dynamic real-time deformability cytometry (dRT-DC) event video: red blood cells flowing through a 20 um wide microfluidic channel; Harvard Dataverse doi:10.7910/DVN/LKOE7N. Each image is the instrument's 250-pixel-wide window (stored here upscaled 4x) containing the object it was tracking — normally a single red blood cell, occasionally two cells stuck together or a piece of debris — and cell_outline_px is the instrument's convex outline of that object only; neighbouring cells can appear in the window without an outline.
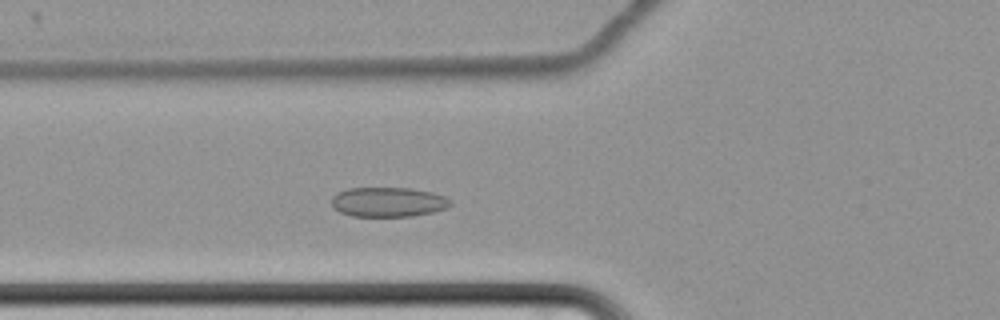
{"species": "common noctule bat (a hibernating species)", "species_latin": "Nyctalus noctula", "temperature_condition": "cold", "stored_images_in_passage": 57, "camera_frame_rate_fps": 3000, "um_per_image_px": 0.085, "animal": {"sex": "female", "body_mass_g": 22.7, "forearm_length_mm": 54.2}, "frame": {"image": 1, "passage_image": 19, "time_ms": 6.0, "image_size_px": [1000, 320], "cell_outline_px": [[452, 204], [448, 208], [432, 212], [412, 216], [352, 216], [340, 212], [332, 208], [332, 196], [336, 192], [348, 188], [412, 188], [432, 192], [444, 196], [452, 200]], "centroid_in_image_um": [32.99, 17.17], "position_along_channel_um": 92.8, "area_um2": 20.75}}
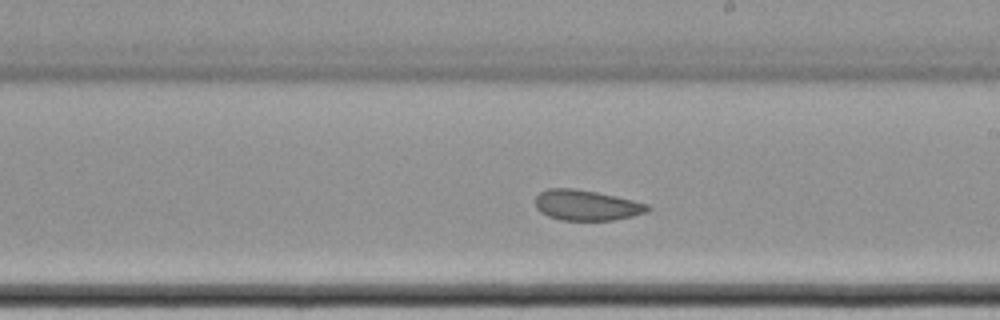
{"frame": {"image": 2, "passage_image": 32, "time_ms": 10.333, "image_size_px": [1000, 320], "cell_outline_px": [[652, 208], [648, 212], [632, 216], [612, 220], [560, 220], [548, 216], [540, 212], [536, 208], [536, 196], [540, 192], [548, 188], [576, 188], [616, 196], [648, 204]], "centroid_in_image_um": [49.85, 17.44], "position_along_channel_um": 239.2, "area_um2": 20.0}}
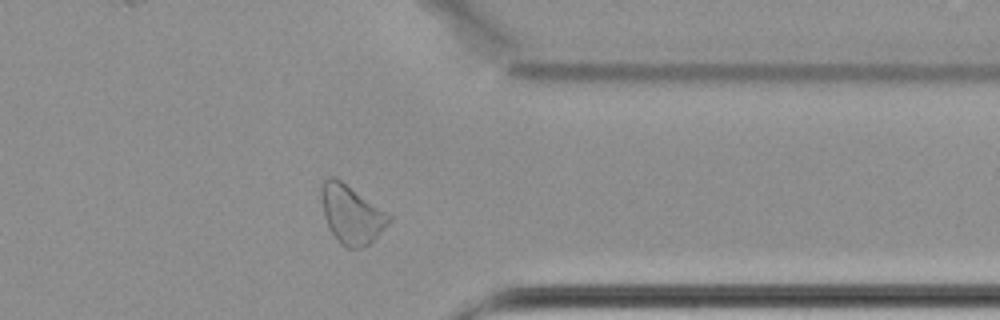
{"frame": {"image": 3, "passage_image": 45, "time_ms": 14.667, "image_size_px": [1000, 320], "cell_outline_px": [[392, 220], [368, 244], [360, 248], [348, 248], [340, 244], [328, 228], [324, 216], [320, 196], [320, 188], [324, 180], [328, 176], [336, 176], [392, 216]], "centroid_in_image_um": [29.83, 18.19], "position_along_channel_um": 381.6, "area_um2": 23.06}, "authors_computed_cell_mechanics": {"area_um2": 22.4842, "velocity_mm_per_s": 3.3853, "shape_relaxation_time_tau1_ms": 6.938, "shape_relaxation_time_tau2_ms": 2.0487, "deformation_change_tau1": 0.0574, "deformation_change_tau2": 0.0648}}